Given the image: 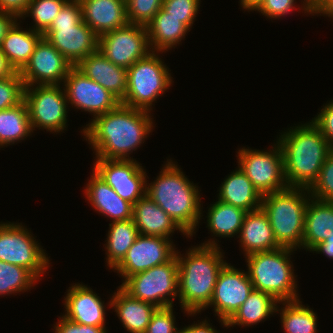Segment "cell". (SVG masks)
I'll use <instances>...</instances> for the list:
<instances>
[{
	"label": "cell",
	"instance_id": "1",
	"mask_svg": "<svg viewBox=\"0 0 333 333\" xmlns=\"http://www.w3.org/2000/svg\"><path fill=\"white\" fill-rule=\"evenodd\" d=\"M149 115L148 111L120 103L115 109L93 117L83 133L97 159H133L129 158L130 152L141 146L152 132L153 122Z\"/></svg>",
	"mask_w": 333,
	"mask_h": 333
},
{
	"label": "cell",
	"instance_id": "2",
	"mask_svg": "<svg viewBox=\"0 0 333 333\" xmlns=\"http://www.w3.org/2000/svg\"><path fill=\"white\" fill-rule=\"evenodd\" d=\"M215 240L189 249L185 257L176 251L178 260V296L181 308L194 315L207 308L218 275L226 262Z\"/></svg>",
	"mask_w": 333,
	"mask_h": 333
},
{
	"label": "cell",
	"instance_id": "3",
	"mask_svg": "<svg viewBox=\"0 0 333 333\" xmlns=\"http://www.w3.org/2000/svg\"><path fill=\"white\" fill-rule=\"evenodd\" d=\"M277 142L287 186L310 189L332 150L321 130L311 121L283 133Z\"/></svg>",
	"mask_w": 333,
	"mask_h": 333
},
{
	"label": "cell",
	"instance_id": "4",
	"mask_svg": "<svg viewBox=\"0 0 333 333\" xmlns=\"http://www.w3.org/2000/svg\"><path fill=\"white\" fill-rule=\"evenodd\" d=\"M146 195L192 237L202 217L200 193L177 165L167 160L154 182L146 185Z\"/></svg>",
	"mask_w": 333,
	"mask_h": 333
},
{
	"label": "cell",
	"instance_id": "5",
	"mask_svg": "<svg viewBox=\"0 0 333 333\" xmlns=\"http://www.w3.org/2000/svg\"><path fill=\"white\" fill-rule=\"evenodd\" d=\"M309 189L287 187L263 195L261 208L267 214L275 239L281 247L301 248ZM304 193V194H303Z\"/></svg>",
	"mask_w": 333,
	"mask_h": 333
},
{
	"label": "cell",
	"instance_id": "6",
	"mask_svg": "<svg viewBox=\"0 0 333 333\" xmlns=\"http://www.w3.org/2000/svg\"><path fill=\"white\" fill-rule=\"evenodd\" d=\"M293 251L280 247L247 255V273L253 288L272 295L279 302L299 299L293 263H290Z\"/></svg>",
	"mask_w": 333,
	"mask_h": 333
},
{
	"label": "cell",
	"instance_id": "7",
	"mask_svg": "<svg viewBox=\"0 0 333 333\" xmlns=\"http://www.w3.org/2000/svg\"><path fill=\"white\" fill-rule=\"evenodd\" d=\"M73 66L98 50L99 36L82 20L79 0H69L43 34Z\"/></svg>",
	"mask_w": 333,
	"mask_h": 333
},
{
	"label": "cell",
	"instance_id": "8",
	"mask_svg": "<svg viewBox=\"0 0 333 333\" xmlns=\"http://www.w3.org/2000/svg\"><path fill=\"white\" fill-rule=\"evenodd\" d=\"M152 51L127 69V91L121 104L150 112L152 103L169 89L172 78Z\"/></svg>",
	"mask_w": 333,
	"mask_h": 333
},
{
	"label": "cell",
	"instance_id": "9",
	"mask_svg": "<svg viewBox=\"0 0 333 333\" xmlns=\"http://www.w3.org/2000/svg\"><path fill=\"white\" fill-rule=\"evenodd\" d=\"M120 285L128 294L157 308L173 306L178 296V260L176 255L167 263L136 273ZM170 296V297H169Z\"/></svg>",
	"mask_w": 333,
	"mask_h": 333
},
{
	"label": "cell",
	"instance_id": "10",
	"mask_svg": "<svg viewBox=\"0 0 333 333\" xmlns=\"http://www.w3.org/2000/svg\"><path fill=\"white\" fill-rule=\"evenodd\" d=\"M30 233L19 223H1L0 261L21 266L40 279L50 263L44 250Z\"/></svg>",
	"mask_w": 333,
	"mask_h": 333
},
{
	"label": "cell",
	"instance_id": "11",
	"mask_svg": "<svg viewBox=\"0 0 333 333\" xmlns=\"http://www.w3.org/2000/svg\"><path fill=\"white\" fill-rule=\"evenodd\" d=\"M24 101L32 130L39 127L59 133L65 129L68 101L59 85L25 86Z\"/></svg>",
	"mask_w": 333,
	"mask_h": 333
},
{
	"label": "cell",
	"instance_id": "12",
	"mask_svg": "<svg viewBox=\"0 0 333 333\" xmlns=\"http://www.w3.org/2000/svg\"><path fill=\"white\" fill-rule=\"evenodd\" d=\"M238 157V167L262 196L288 187L284 177L283 155L278 142L272 151L263 152L243 147L239 149Z\"/></svg>",
	"mask_w": 333,
	"mask_h": 333
},
{
	"label": "cell",
	"instance_id": "13",
	"mask_svg": "<svg viewBox=\"0 0 333 333\" xmlns=\"http://www.w3.org/2000/svg\"><path fill=\"white\" fill-rule=\"evenodd\" d=\"M150 49L147 28L143 25L128 23L104 33L98 39L99 52L115 65L126 69L146 57L152 52Z\"/></svg>",
	"mask_w": 333,
	"mask_h": 333
},
{
	"label": "cell",
	"instance_id": "14",
	"mask_svg": "<svg viewBox=\"0 0 333 333\" xmlns=\"http://www.w3.org/2000/svg\"><path fill=\"white\" fill-rule=\"evenodd\" d=\"M134 159H96L94 171L117 195L133 205L146 195V172Z\"/></svg>",
	"mask_w": 333,
	"mask_h": 333
},
{
	"label": "cell",
	"instance_id": "15",
	"mask_svg": "<svg viewBox=\"0 0 333 333\" xmlns=\"http://www.w3.org/2000/svg\"><path fill=\"white\" fill-rule=\"evenodd\" d=\"M73 67V64L42 37L29 62L19 73L25 86L60 85Z\"/></svg>",
	"mask_w": 333,
	"mask_h": 333
},
{
	"label": "cell",
	"instance_id": "16",
	"mask_svg": "<svg viewBox=\"0 0 333 333\" xmlns=\"http://www.w3.org/2000/svg\"><path fill=\"white\" fill-rule=\"evenodd\" d=\"M253 289L247 272L239 271L226 263L218 275L208 306H214L218 320L227 327V321L235 314Z\"/></svg>",
	"mask_w": 333,
	"mask_h": 333
},
{
	"label": "cell",
	"instance_id": "17",
	"mask_svg": "<svg viewBox=\"0 0 333 333\" xmlns=\"http://www.w3.org/2000/svg\"><path fill=\"white\" fill-rule=\"evenodd\" d=\"M161 236L139 234L123 260L114 268L126 280L156 265L167 263L176 254L173 242Z\"/></svg>",
	"mask_w": 333,
	"mask_h": 333
},
{
	"label": "cell",
	"instance_id": "18",
	"mask_svg": "<svg viewBox=\"0 0 333 333\" xmlns=\"http://www.w3.org/2000/svg\"><path fill=\"white\" fill-rule=\"evenodd\" d=\"M63 83L68 103L77 109L93 113L95 117L115 109L121 103L107 89L86 77L75 66Z\"/></svg>",
	"mask_w": 333,
	"mask_h": 333
},
{
	"label": "cell",
	"instance_id": "19",
	"mask_svg": "<svg viewBox=\"0 0 333 333\" xmlns=\"http://www.w3.org/2000/svg\"><path fill=\"white\" fill-rule=\"evenodd\" d=\"M86 77L107 89L120 102L127 91V69L115 65L99 50L82 59L76 66Z\"/></svg>",
	"mask_w": 333,
	"mask_h": 333
},
{
	"label": "cell",
	"instance_id": "20",
	"mask_svg": "<svg viewBox=\"0 0 333 333\" xmlns=\"http://www.w3.org/2000/svg\"><path fill=\"white\" fill-rule=\"evenodd\" d=\"M65 299L64 317L90 326H105V306L100 296L83 284L69 287Z\"/></svg>",
	"mask_w": 333,
	"mask_h": 333
},
{
	"label": "cell",
	"instance_id": "21",
	"mask_svg": "<svg viewBox=\"0 0 333 333\" xmlns=\"http://www.w3.org/2000/svg\"><path fill=\"white\" fill-rule=\"evenodd\" d=\"M82 20L98 36L126 26V0H79Z\"/></svg>",
	"mask_w": 333,
	"mask_h": 333
},
{
	"label": "cell",
	"instance_id": "22",
	"mask_svg": "<svg viewBox=\"0 0 333 333\" xmlns=\"http://www.w3.org/2000/svg\"><path fill=\"white\" fill-rule=\"evenodd\" d=\"M92 173L85 189V196L92 207L113 221L132 219L133 204L120 198L112 187L94 171Z\"/></svg>",
	"mask_w": 333,
	"mask_h": 333
},
{
	"label": "cell",
	"instance_id": "23",
	"mask_svg": "<svg viewBox=\"0 0 333 333\" xmlns=\"http://www.w3.org/2000/svg\"><path fill=\"white\" fill-rule=\"evenodd\" d=\"M239 236L244 256L281 247L262 208L246 213Z\"/></svg>",
	"mask_w": 333,
	"mask_h": 333
},
{
	"label": "cell",
	"instance_id": "24",
	"mask_svg": "<svg viewBox=\"0 0 333 333\" xmlns=\"http://www.w3.org/2000/svg\"><path fill=\"white\" fill-rule=\"evenodd\" d=\"M133 221L142 235L169 238L175 230L187 235L175 221L147 195L133 205Z\"/></svg>",
	"mask_w": 333,
	"mask_h": 333
},
{
	"label": "cell",
	"instance_id": "25",
	"mask_svg": "<svg viewBox=\"0 0 333 333\" xmlns=\"http://www.w3.org/2000/svg\"><path fill=\"white\" fill-rule=\"evenodd\" d=\"M109 305L115 309L124 328L131 333H145L151 316L157 309L154 304L132 297L121 286L112 296Z\"/></svg>",
	"mask_w": 333,
	"mask_h": 333
},
{
	"label": "cell",
	"instance_id": "26",
	"mask_svg": "<svg viewBox=\"0 0 333 333\" xmlns=\"http://www.w3.org/2000/svg\"><path fill=\"white\" fill-rule=\"evenodd\" d=\"M330 236H333V202L310 198L305 212L302 248L310 251Z\"/></svg>",
	"mask_w": 333,
	"mask_h": 333
},
{
	"label": "cell",
	"instance_id": "27",
	"mask_svg": "<svg viewBox=\"0 0 333 333\" xmlns=\"http://www.w3.org/2000/svg\"><path fill=\"white\" fill-rule=\"evenodd\" d=\"M220 186L218 200L243 209L246 212L261 208L262 195L238 167Z\"/></svg>",
	"mask_w": 333,
	"mask_h": 333
},
{
	"label": "cell",
	"instance_id": "28",
	"mask_svg": "<svg viewBox=\"0 0 333 333\" xmlns=\"http://www.w3.org/2000/svg\"><path fill=\"white\" fill-rule=\"evenodd\" d=\"M152 51L166 52L185 38L189 28L161 8L146 25ZM155 49V50H154Z\"/></svg>",
	"mask_w": 333,
	"mask_h": 333
},
{
	"label": "cell",
	"instance_id": "29",
	"mask_svg": "<svg viewBox=\"0 0 333 333\" xmlns=\"http://www.w3.org/2000/svg\"><path fill=\"white\" fill-rule=\"evenodd\" d=\"M16 22L3 39L1 50L6 56L9 65L20 72L29 62L36 44L43 37V34L31 28L21 30Z\"/></svg>",
	"mask_w": 333,
	"mask_h": 333
},
{
	"label": "cell",
	"instance_id": "30",
	"mask_svg": "<svg viewBox=\"0 0 333 333\" xmlns=\"http://www.w3.org/2000/svg\"><path fill=\"white\" fill-rule=\"evenodd\" d=\"M277 303L280 304L281 302L277 301L272 295L253 289L248 298L227 321V327L257 324L269 318L271 314L280 311L277 309Z\"/></svg>",
	"mask_w": 333,
	"mask_h": 333
},
{
	"label": "cell",
	"instance_id": "31",
	"mask_svg": "<svg viewBox=\"0 0 333 333\" xmlns=\"http://www.w3.org/2000/svg\"><path fill=\"white\" fill-rule=\"evenodd\" d=\"M246 213L241 208L218 200L208 209V229L216 237H234L240 233Z\"/></svg>",
	"mask_w": 333,
	"mask_h": 333
},
{
	"label": "cell",
	"instance_id": "32",
	"mask_svg": "<svg viewBox=\"0 0 333 333\" xmlns=\"http://www.w3.org/2000/svg\"><path fill=\"white\" fill-rule=\"evenodd\" d=\"M107 238V263L114 269L126 256L127 251L139 235L133 219L112 221Z\"/></svg>",
	"mask_w": 333,
	"mask_h": 333
},
{
	"label": "cell",
	"instance_id": "33",
	"mask_svg": "<svg viewBox=\"0 0 333 333\" xmlns=\"http://www.w3.org/2000/svg\"><path fill=\"white\" fill-rule=\"evenodd\" d=\"M32 132L25 101L12 108L0 110V147L24 140Z\"/></svg>",
	"mask_w": 333,
	"mask_h": 333
},
{
	"label": "cell",
	"instance_id": "34",
	"mask_svg": "<svg viewBox=\"0 0 333 333\" xmlns=\"http://www.w3.org/2000/svg\"><path fill=\"white\" fill-rule=\"evenodd\" d=\"M299 299L283 301L284 308L281 310V323L286 333H316V313L303 306Z\"/></svg>",
	"mask_w": 333,
	"mask_h": 333
},
{
	"label": "cell",
	"instance_id": "35",
	"mask_svg": "<svg viewBox=\"0 0 333 333\" xmlns=\"http://www.w3.org/2000/svg\"><path fill=\"white\" fill-rule=\"evenodd\" d=\"M37 280L29 270L0 261V296L27 291Z\"/></svg>",
	"mask_w": 333,
	"mask_h": 333
},
{
	"label": "cell",
	"instance_id": "36",
	"mask_svg": "<svg viewBox=\"0 0 333 333\" xmlns=\"http://www.w3.org/2000/svg\"><path fill=\"white\" fill-rule=\"evenodd\" d=\"M69 0H31L24 15L32 16L33 30L44 34L53 23L58 12ZM36 26V27H35Z\"/></svg>",
	"mask_w": 333,
	"mask_h": 333
},
{
	"label": "cell",
	"instance_id": "37",
	"mask_svg": "<svg viewBox=\"0 0 333 333\" xmlns=\"http://www.w3.org/2000/svg\"><path fill=\"white\" fill-rule=\"evenodd\" d=\"M25 84L19 72L0 79V110L12 108L24 101Z\"/></svg>",
	"mask_w": 333,
	"mask_h": 333
},
{
	"label": "cell",
	"instance_id": "38",
	"mask_svg": "<svg viewBox=\"0 0 333 333\" xmlns=\"http://www.w3.org/2000/svg\"><path fill=\"white\" fill-rule=\"evenodd\" d=\"M163 0H126L127 20L146 26L162 8Z\"/></svg>",
	"mask_w": 333,
	"mask_h": 333
},
{
	"label": "cell",
	"instance_id": "39",
	"mask_svg": "<svg viewBox=\"0 0 333 333\" xmlns=\"http://www.w3.org/2000/svg\"><path fill=\"white\" fill-rule=\"evenodd\" d=\"M309 191L311 198L333 202V149L327 155L319 177Z\"/></svg>",
	"mask_w": 333,
	"mask_h": 333
},
{
	"label": "cell",
	"instance_id": "40",
	"mask_svg": "<svg viewBox=\"0 0 333 333\" xmlns=\"http://www.w3.org/2000/svg\"><path fill=\"white\" fill-rule=\"evenodd\" d=\"M200 0H163L162 8L170 16L178 18L189 29L192 26L200 5Z\"/></svg>",
	"mask_w": 333,
	"mask_h": 333
},
{
	"label": "cell",
	"instance_id": "41",
	"mask_svg": "<svg viewBox=\"0 0 333 333\" xmlns=\"http://www.w3.org/2000/svg\"><path fill=\"white\" fill-rule=\"evenodd\" d=\"M173 306L157 308L151 316L145 333H179L175 327Z\"/></svg>",
	"mask_w": 333,
	"mask_h": 333
},
{
	"label": "cell",
	"instance_id": "42",
	"mask_svg": "<svg viewBox=\"0 0 333 333\" xmlns=\"http://www.w3.org/2000/svg\"><path fill=\"white\" fill-rule=\"evenodd\" d=\"M295 0H264L256 9L269 18H280L294 9Z\"/></svg>",
	"mask_w": 333,
	"mask_h": 333
},
{
	"label": "cell",
	"instance_id": "43",
	"mask_svg": "<svg viewBox=\"0 0 333 333\" xmlns=\"http://www.w3.org/2000/svg\"><path fill=\"white\" fill-rule=\"evenodd\" d=\"M312 122L321 130L331 149H333V101L324 106Z\"/></svg>",
	"mask_w": 333,
	"mask_h": 333
},
{
	"label": "cell",
	"instance_id": "44",
	"mask_svg": "<svg viewBox=\"0 0 333 333\" xmlns=\"http://www.w3.org/2000/svg\"><path fill=\"white\" fill-rule=\"evenodd\" d=\"M54 326L55 333H107L105 326L82 325L62 316Z\"/></svg>",
	"mask_w": 333,
	"mask_h": 333
},
{
	"label": "cell",
	"instance_id": "45",
	"mask_svg": "<svg viewBox=\"0 0 333 333\" xmlns=\"http://www.w3.org/2000/svg\"><path fill=\"white\" fill-rule=\"evenodd\" d=\"M302 8L305 13L326 14L328 17L333 18V0H304Z\"/></svg>",
	"mask_w": 333,
	"mask_h": 333
},
{
	"label": "cell",
	"instance_id": "46",
	"mask_svg": "<svg viewBox=\"0 0 333 333\" xmlns=\"http://www.w3.org/2000/svg\"><path fill=\"white\" fill-rule=\"evenodd\" d=\"M31 0H0V11L11 13L19 19L24 16Z\"/></svg>",
	"mask_w": 333,
	"mask_h": 333
},
{
	"label": "cell",
	"instance_id": "47",
	"mask_svg": "<svg viewBox=\"0 0 333 333\" xmlns=\"http://www.w3.org/2000/svg\"><path fill=\"white\" fill-rule=\"evenodd\" d=\"M17 18V16L11 13L0 11V46L8 31L17 22Z\"/></svg>",
	"mask_w": 333,
	"mask_h": 333
},
{
	"label": "cell",
	"instance_id": "48",
	"mask_svg": "<svg viewBox=\"0 0 333 333\" xmlns=\"http://www.w3.org/2000/svg\"><path fill=\"white\" fill-rule=\"evenodd\" d=\"M179 333H218V331L212 328V326H210L208 321L205 319L198 324L194 323V325L179 330Z\"/></svg>",
	"mask_w": 333,
	"mask_h": 333
},
{
	"label": "cell",
	"instance_id": "49",
	"mask_svg": "<svg viewBox=\"0 0 333 333\" xmlns=\"http://www.w3.org/2000/svg\"><path fill=\"white\" fill-rule=\"evenodd\" d=\"M310 251H315L316 253H325L327 257L333 259V236L326 238L323 242L318 243Z\"/></svg>",
	"mask_w": 333,
	"mask_h": 333
},
{
	"label": "cell",
	"instance_id": "50",
	"mask_svg": "<svg viewBox=\"0 0 333 333\" xmlns=\"http://www.w3.org/2000/svg\"><path fill=\"white\" fill-rule=\"evenodd\" d=\"M15 70L9 65L0 47V79L11 76Z\"/></svg>",
	"mask_w": 333,
	"mask_h": 333
},
{
	"label": "cell",
	"instance_id": "51",
	"mask_svg": "<svg viewBox=\"0 0 333 333\" xmlns=\"http://www.w3.org/2000/svg\"><path fill=\"white\" fill-rule=\"evenodd\" d=\"M241 1V7H243L246 10H255L260 6V4L264 1V0H240Z\"/></svg>",
	"mask_w": 333,
	"mask_h": 333
}]
</instances>
